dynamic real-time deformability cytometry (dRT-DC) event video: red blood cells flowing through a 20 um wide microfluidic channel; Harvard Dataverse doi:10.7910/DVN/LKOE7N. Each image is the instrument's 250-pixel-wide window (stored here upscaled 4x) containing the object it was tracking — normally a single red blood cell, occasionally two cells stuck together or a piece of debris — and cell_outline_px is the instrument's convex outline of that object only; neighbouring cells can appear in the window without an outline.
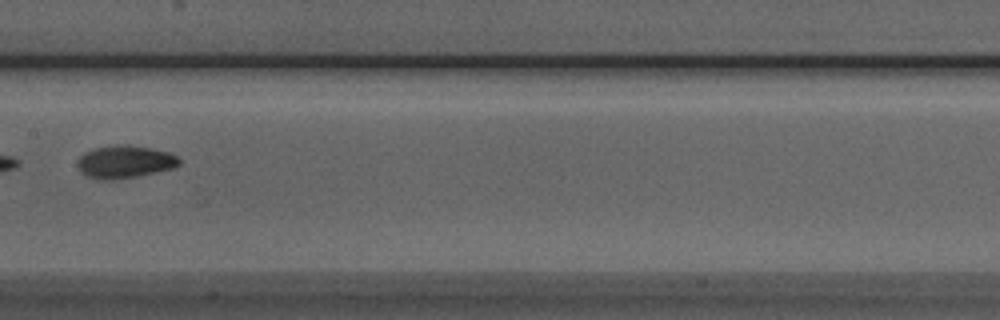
{"species": "Egyptian fruit bat (a non-hibernating species)", "species_latin": "Rousettus aegyptiacus", "temperature_condition": "room temperature", "stored_images_in_passage": 7, "camera_frame_rate_fps": 3000, "um_per_image_px": 0.085, "animal": {"sex": "male"}, "frame": {"image": 1, "passage_image": 6, "time_ms": 6.0, "image_size_px": [1000, 320], "cell_outline_px": [[180, 164], [172, 168], [136, 176], [112, 180], [100, 180], [88, 176], [80, 172], [76, 164], [80, 156], [84, 152], [96, 148], [112, 144], [128, 144], [152, 148], [168, 152], [176, 156], [180, 160]], "centroid_in_image_um": [10.57, 13.74], "position_along_channel_um": 196.8, "area_um2": 19.42}}
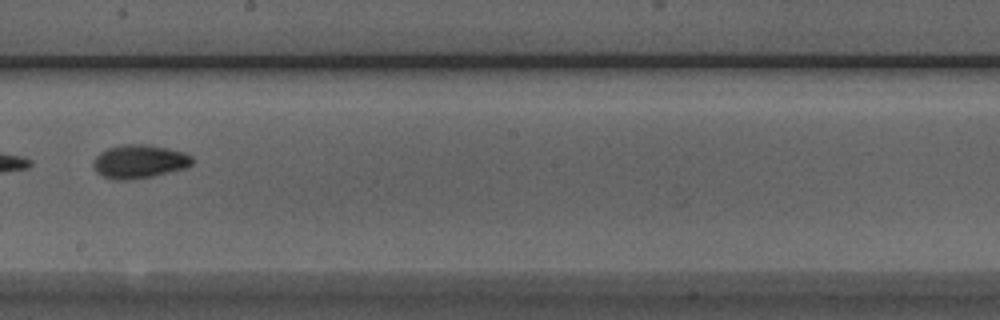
{"frame": {"image": 2, "passage_image": 7, "time_ms": 7.0, "image_size_px": [1000, 320], "cell_outline_px": [[192, 164], [184, 168], [152, 176], [128, 180], [112, 180], [96, 172], [92, 164], [96, 156], [100, 152], [108, 148], [124, 144], [144, 144], [168, 148], [184, 152], [192, 156]], "centroid_in_image_um": [11.81, 13.72], "position_along_channel_um": 236.4, "area_um2": 19.25}}